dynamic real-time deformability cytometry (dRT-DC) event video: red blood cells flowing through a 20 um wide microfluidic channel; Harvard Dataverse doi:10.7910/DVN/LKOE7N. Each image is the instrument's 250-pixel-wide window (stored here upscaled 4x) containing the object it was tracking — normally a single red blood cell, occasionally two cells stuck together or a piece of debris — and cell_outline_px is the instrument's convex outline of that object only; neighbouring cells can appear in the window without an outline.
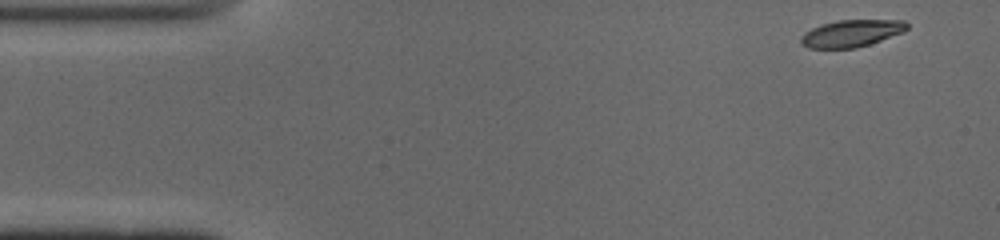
{"species": "common noctule bat (a hibernating species)", "species_latin": "Nyctalus noctula", "temperature_condition": "cold", "stored_images_in_passage": 47, "camera_frame_rate_fps": 3000, "um_per_image_px": 0.085, "animal": {"sex": "male", "body_mass_g": 19.0, "forearm_length_mm": 50.8}, "frame": {"image": 1, "passage_image": 1, "time_ms": 0.0, "image_size_px": [1000, 240], "cell_outline_px": [[908, 28], [904, 32], [856, 48], [808, 48], [800, 40], [800, 36], [804, 32], [812, 28], [824, 24], [840, 20], [904, 20], [908, 24]], "centroid_in_image_um": [72.38, 2.83], "position_along_channel_um": 12.6, "area_um2": 16.53}}
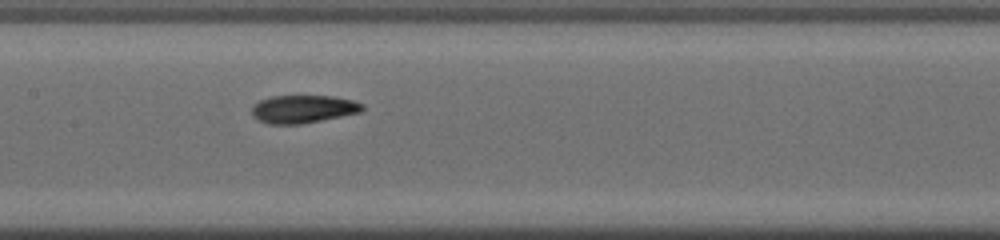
{"frame": {"image": 2, "passage_image": 22, "time_ms": 7.0, "image_size_px": [1000, 240], "cell_outline_px": [[364, 108], [360, 112], [300, 124], [268, 124], [260, 120], [252, 112], [252, 104], [260, 100], [272, 96], [332, 96], [352, 100], [364, 104]], "centroid_in_image_um": [25.76, 9.26], "position_along_channel_um": 181.6, "area_um2": 17.74}}
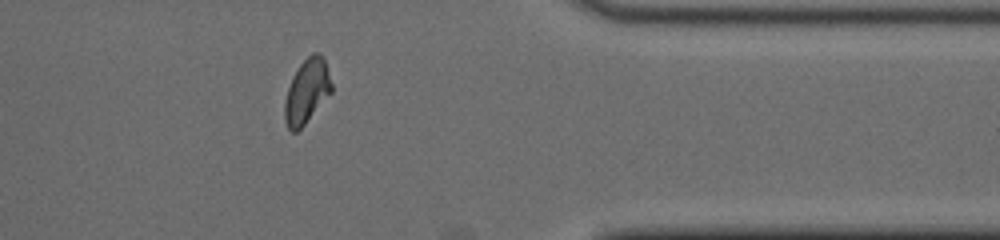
{"frame": {"image": 3, "passage_image": 39, "time_ms": 12.667, "image_size_px": [1000, 240], "cell_outline_px": [[332, 92], [304, 124], [296, 132], [292, 132], [288, 128], [284, 120], [284, 104], [288, 88], [292, 76], [300, 64], [312, 52], [320, 52], [324, 60], [332, 84]], "centroid_in_image_um": [26.07, 7.75], "position_along_channel_um": 385.3, "area_um2": 17.4}}